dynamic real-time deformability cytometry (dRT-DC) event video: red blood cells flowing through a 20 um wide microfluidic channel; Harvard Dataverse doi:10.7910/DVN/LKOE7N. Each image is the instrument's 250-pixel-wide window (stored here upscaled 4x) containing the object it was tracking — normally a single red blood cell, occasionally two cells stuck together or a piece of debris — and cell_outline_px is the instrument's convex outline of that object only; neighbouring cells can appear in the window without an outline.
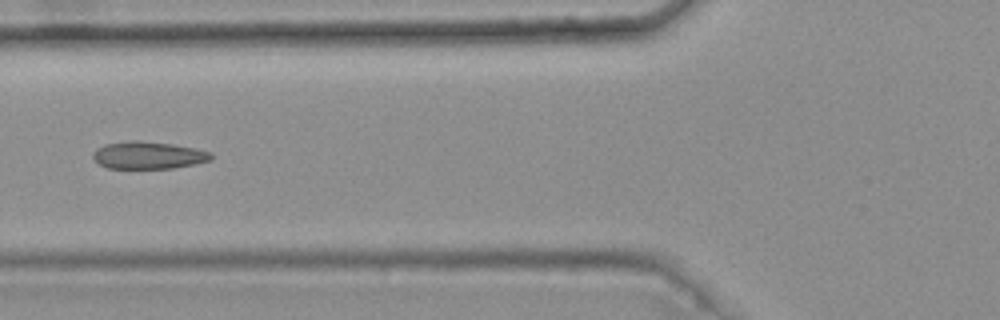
{"species": "common noctule bat (a hibernating species)", "species_latin": "Nyctalus noctula", "temperature_condition": "warm", "stored_images_in_passage": 9, "camera_frame_rate_fps": 3000, "um_per_image_px": 0.085, "animal": {"sex": "female", "body_mass_g": 25.1}, "frame": {"image": 1, "passage_image": 6, "time_ms": 1.667, "image_size_px": [1000, 320], "cell_outline_px": [[212, 160], [196, 164], [172, 168], [108, 168], [100, 164], [92, 156], [92, 152], [96, 148], [104, 144], [132, 140], [140, 140], [172, 144], [196, 148], [212, 152]], "centroid_in_image_um": [12.62, 13.18], "position_along_channel_um": 113.2, "area_um2": 18.96}}
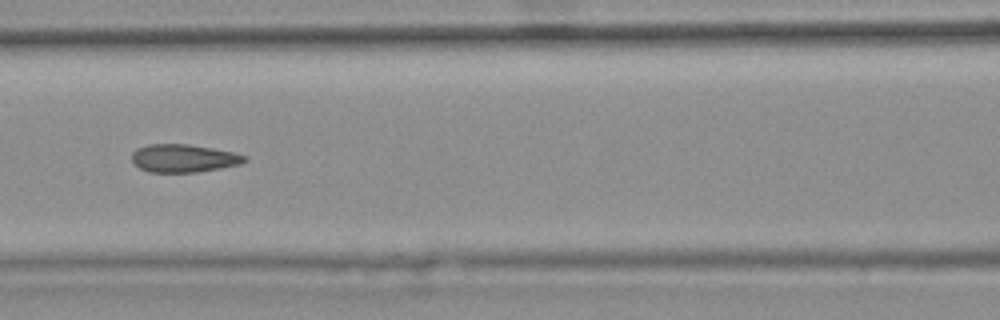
{"frame": {"image": 2, "passage_image": 7, "time_ms": 2.0, "image_size_px": [1000, 320], "cell_outline_px": [[248, 160], [240, 164], [220, 168], [196, 172], [148, 172], [140, 168], [132, 160], [132, 152], [136, 148], [148, 144], [188, 144], [212, 148], [232, 152], [248, 156]], "centroid_in_image_um": [15.61, 13.45], "position_along_channel_um": 151.0, "area_um2": 18.38}}